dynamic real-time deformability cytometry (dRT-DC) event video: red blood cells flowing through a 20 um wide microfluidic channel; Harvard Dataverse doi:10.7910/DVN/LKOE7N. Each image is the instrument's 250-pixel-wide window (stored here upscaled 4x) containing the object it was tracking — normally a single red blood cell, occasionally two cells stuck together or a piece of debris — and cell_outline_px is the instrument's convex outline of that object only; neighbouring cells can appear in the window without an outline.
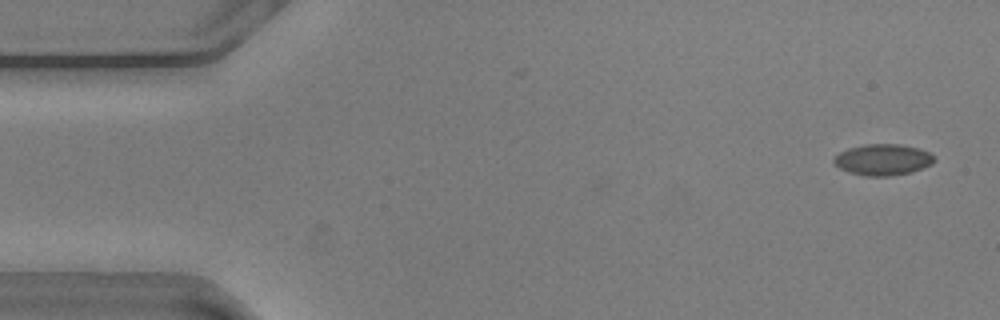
{"species": "common noctule bat (a hibernating species)", "species_latin": "Nyctalus noctula", "temperature_condition": "warm", "stored_images_in_passage": 48, "camera_frame_rate_fps": 3000, "um_per_image_px": 0.085, "animal": {"sex": "male", "body_mass_g": 20.5, "forearm_length_mm": 52.5}, "frame": {"image": 1, "passage_image": 3, "time_ms": 0.667, "image_size_px": [1000, 320], "cell_outline_px": [[936, 160], [932, 164], [912, 172], [892, 176], [864, 176], [848, 172], [832, 164], [832, 160], [840, 152], [848, 148], [864, 144], [900, 144], [920, 148], [936, 156]], "centroid_in_image_um": [75.05, 13.57], "position_along_channel_um": 9.9, "area_um2": 18.55}}
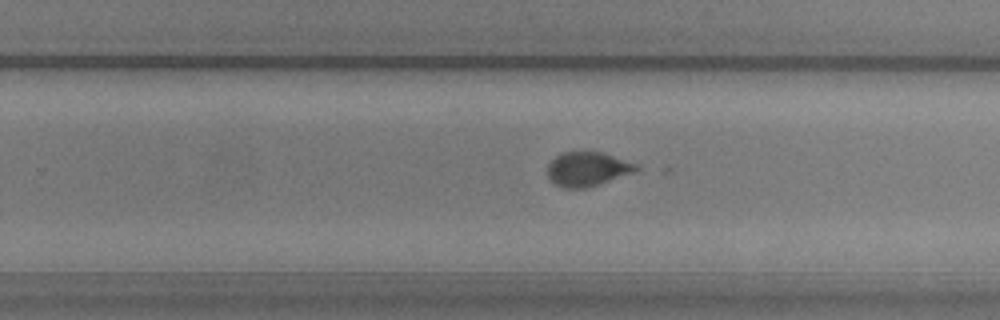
{"frame": {"image": 2, "passage_image": 35, "time_ms": 11.333, "image_size_px": [1000, 320], "cell_outline_px": [[640, 168], [636, 172], [584, 188], [564, 188], [556, 184], [548, 176], [548, 164], [556, 156], [564, 152], [600, 152], [636, 164]], "centroid_in_image_um": [49.93, 14.37], "position_along_channel_um": 279.9, "area_um2": 17.28}}
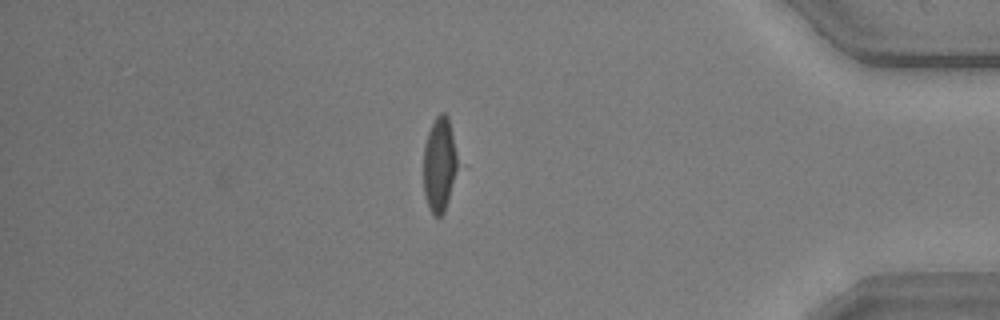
{"frame": {"image": 3, "passage_image": 48, "time_ms": 15.667, "image_size_px": [1000, 320], "cell_outline_px": [[456, 168], [444, 212], [440, 216], [432, 216], [428, 208], [424, 196], [424, 144], [428, 132], [436, 116], [440, 112], [444, 112], [448, 116], [456, 152]], "centroid_in_image_um": [37.31, 13.98], "position_along_channel_um": 397.9, "area_um2": 18.38}, "authors_computed_cell_mechanics": {"area_um2": 18.5538, "velocity_mm_per_s": 3.6154, "shape_relaxation_time_tau1_ms": 3.5229, "shape_relaxation_time_tau2_ms": null, "deformation_change_tau1": 0.1756, "deformation_change_tau2": null}}